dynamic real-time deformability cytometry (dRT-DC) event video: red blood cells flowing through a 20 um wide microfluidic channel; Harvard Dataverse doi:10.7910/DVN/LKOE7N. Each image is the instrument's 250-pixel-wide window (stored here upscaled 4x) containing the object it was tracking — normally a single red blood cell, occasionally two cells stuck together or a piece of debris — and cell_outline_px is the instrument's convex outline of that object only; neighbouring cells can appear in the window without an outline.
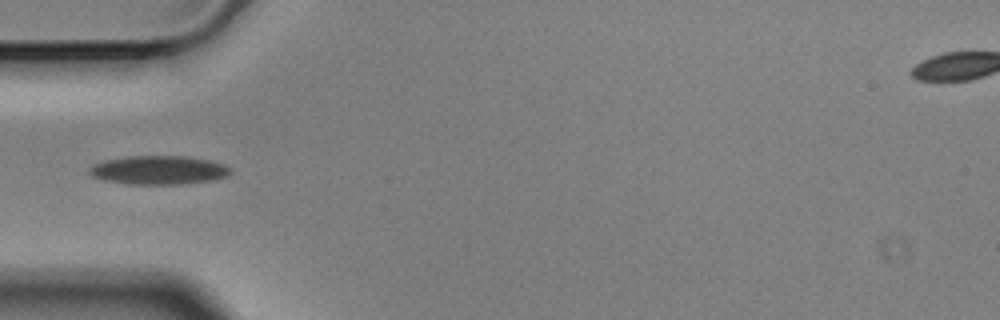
{"species": "Egyptian fruit bat (a non-hibernating species)", "species_latin": "Rousettus aegyptiacus", "temperature_condition": "cold", "stored_images_in_passage": 5, "camera_frame_rate_fps": 3000, "um_per_image_px": 0.085, "animal": {"sex": "male"}, "frame": {"image": 1, "passage_image": 5, "time_ms": 1.333, "image_size_px": [1000, 320], "cell_outline_px": [[232, 172], [228, 176], [212, 180], [180, 184], [132, 184], [104, 180], [92, 176], [88, 172], [88, 168], [92, 164], [104, 160], [128, 156], [184, 156], [208, 160], [224, 164], [232, 168]], "centroid_in_image_um": [13.48, 14.45], "position_along_channel_um": 71.5, "area_um2": 23.7}}